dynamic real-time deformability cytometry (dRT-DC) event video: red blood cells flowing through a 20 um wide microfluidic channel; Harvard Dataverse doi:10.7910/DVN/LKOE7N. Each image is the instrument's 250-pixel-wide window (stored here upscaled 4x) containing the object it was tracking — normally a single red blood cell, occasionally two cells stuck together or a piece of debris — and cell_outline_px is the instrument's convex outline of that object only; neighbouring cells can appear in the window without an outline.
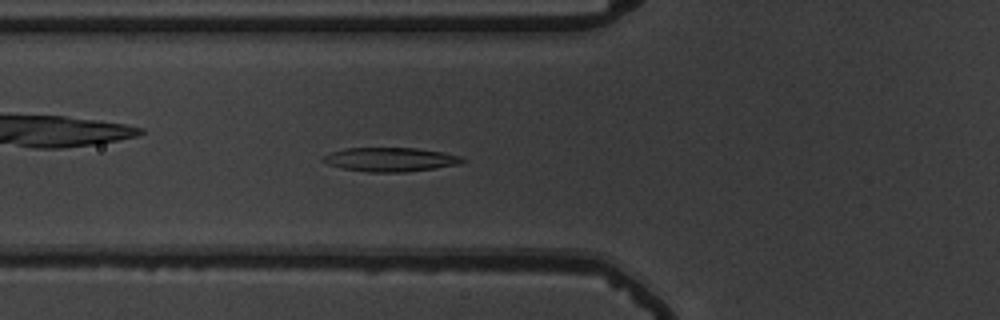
{"species": "common noctule bat (a hibernating species)", "species_latin": "Nyctalus noctula", "temperature_condition": "warm", "stored_images_in_passage": 52, "camera_frame_rate_fps": 3000, "um_per_image_px": 0.085, "animal": {"sex": "male", "body_mass_g": 19.5, "forearm_length_mm": 54.6}, "frame": {"image": 1, "passage_image": 17, "time_ms": 5.333, "image_size_px": [1000, 320], "cell_outline_px": [[468, 160], [460, 164], [436, 168], [408, 172], [368, 172], [344, 168], [328, 164], [320, 160], [324, 156], [332, 152], [344, 148], [416, 148], [440, 152], [460, 156]], "centroid_in_image_um": [33.21, 13.56], "position_along_channel_um": 92.6, "area_um2": 19.42}}
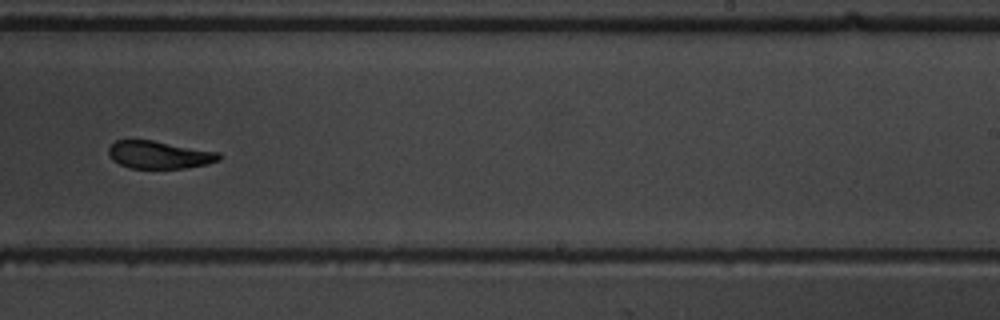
{"frame": {"image": 2, "passage_image": 32, "time_ms": 10.333, "image_size_px": [1000, 320], "cell_outline_px": [[220, 160], [208, 164], [184, 168], [128, 168], [112, 160], [108, 152], [108, 148], [116, 140], [152, 140], [220, 152]], "centroid_in_image_um": [13.54, 13.16], "position_along_channel_um": 275.5, "area_um2": 17.8}}
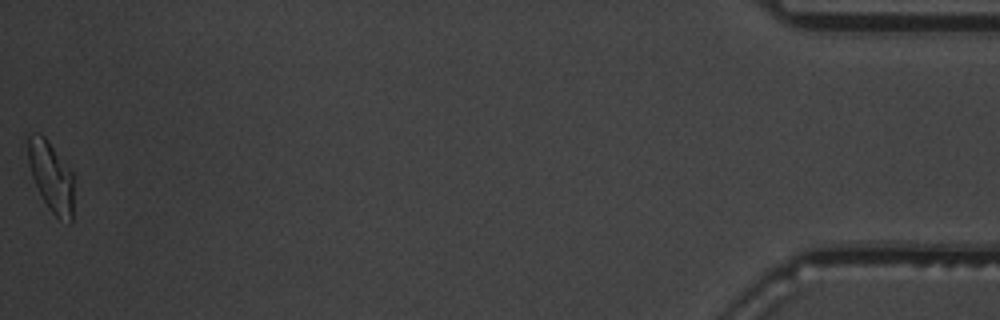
{"frame": {"image": 3, "passage_image": 52, "time_ms": 17.0, "image_size_px": [1000, 320], "cell_outline_px": [[72, 220], [68, 224], [60, 220], [48, 208], [32, 176], [28, 164], [24, 132], [40, 132], [44, 136], [72, 172]], "centroid_in_image_um": [4.27, 14.92], "position_along_channel_um": 430.9, "area_um2": 18.9}, "authors_computed_cell_mechanics": {"area_um2": 19.6231, "velocity_mm_per_s": 3.6611, "shape_relaxation_time_tau1_ms": 4.9126, "shape_relaxation_time_tau2_ms": 3.9055, "deformation_change_tau1": 0.1667, "deformation_change_tau2": 0.119}}